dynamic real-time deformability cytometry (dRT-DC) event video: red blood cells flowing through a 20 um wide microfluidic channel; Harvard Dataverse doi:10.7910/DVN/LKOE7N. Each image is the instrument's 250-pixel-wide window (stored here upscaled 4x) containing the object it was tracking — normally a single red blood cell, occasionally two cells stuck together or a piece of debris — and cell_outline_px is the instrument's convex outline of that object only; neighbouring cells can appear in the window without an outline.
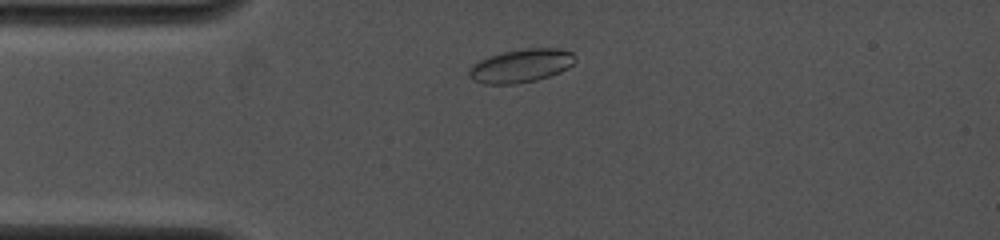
{"species": "common noctule bat (a hibernating species)", "species_latin": "Nyctalus noctula", "temperature_condition": "cold", "stored_images_in_passage": 38, "camera_frame_rate_fps": 4000, "um_per_image_px": 0.085, "animal": {"sex": "female", "body_mass_g": 19.0, "forearm_length_mm": 53.3}, "frame": {"image": 1, "passage_image": 5, "time_ms": 1.25, "image_size_px": [1000, 240], "cell_outline_px": [[576, 60], [568, 68], [560, 72], [536, 80], [516, 84], [484, 84], [472, 80], [468, 76], [468, 68], [472, 64], [480, 60], [504, 52], [528, 48], [556, 48], [572, 52], [576, 56]], "centroid_in_image_um": [44.27, 5.6], "position_along_channel_um": 40.7, "area_um2": 20.63}}
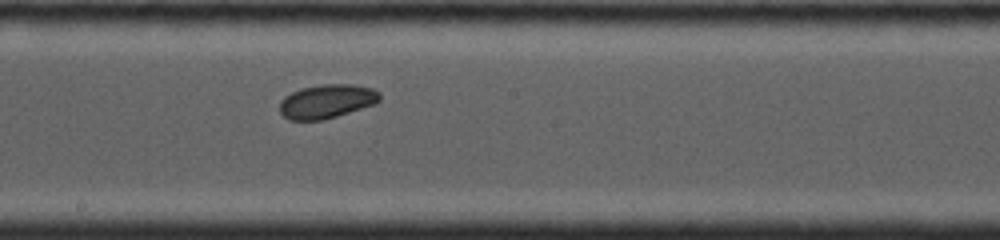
{"frame": {"image": 2, "passage_image": 19, "time_ms": 6.25, "image_size_px": [1000, 240], "cell_outline_px": [[380, 100], [376, 104], [324, 120], [288, 120], [280, 112], [280, 100], [284, 96], [300, 88], [324, 84], [352, 84], [372, 88], [380, 92]], "centroid_in_image_um": [27.78, 8.61], "position_along_channel_um": 220.4, "area_um2": 19.94}}
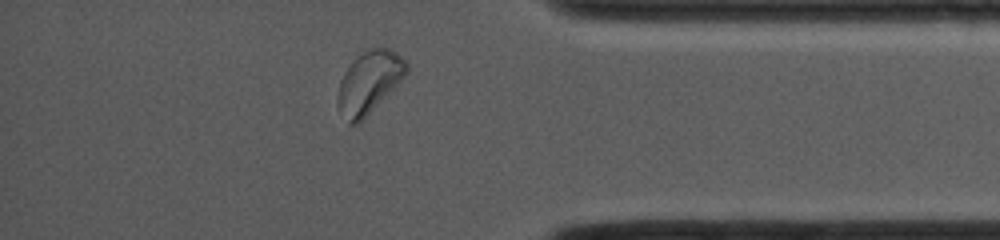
{"frame": {"image": 3, "passage_image": 34, "time_ms": 11.0, "image_size_px": [1000, 240], "cell_outline_px": [[408, 72], [360, 124], [348, 124], [336, 104], [336, 96], [340, 80], [344, 72], [356, 56], [376, 44], [388, 48], [396, 52], [408, 64]], "centroid_in_image_um": [31.35, 6.98], "position_along_channel_um": 403.9, "area_um2": 25.2}, "authors_computed_cell_mechanics": {"area_um2": 19.9699, "velocity_mm_per_s": 4.0195, "shape_relaxation_time_tau1_ms": 1.5758, "shape_relaxation_time_tau2_ms": null, "deformation_change_tau1": 0.0726, "deformation_change_tau2": null}}